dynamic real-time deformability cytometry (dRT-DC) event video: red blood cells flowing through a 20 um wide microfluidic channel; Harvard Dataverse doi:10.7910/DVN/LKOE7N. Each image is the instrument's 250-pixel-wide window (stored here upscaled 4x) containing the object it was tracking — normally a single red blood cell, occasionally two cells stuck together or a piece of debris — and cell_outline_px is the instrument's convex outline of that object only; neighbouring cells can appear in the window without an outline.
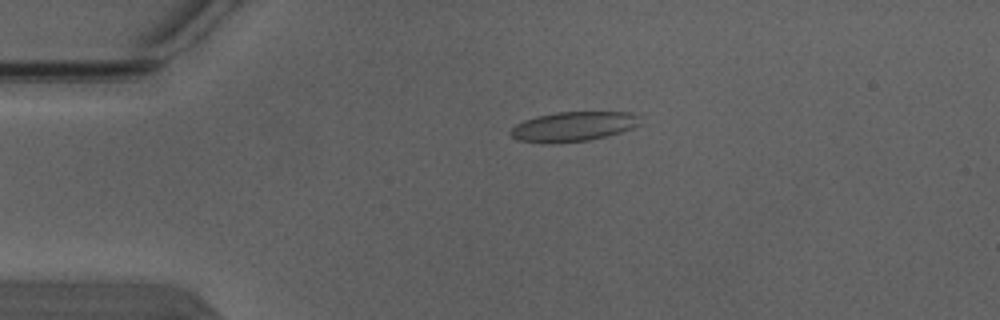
{"species": "Egyptian fruit bat (a non-hibernating species)", "species_latin": "Rousettus aegyptiacus", "temperature_condition": "warm", "stored_images_in_passage": 3, "camera_frame_rate_fps": 3000, "um_per_image_px": 0.085, "animal": {"sex": "male"}, "frame": {"image": 1, "passage_image": 3, "time_ms": 0.667, "image_size_px": [1000, 320], "cell_outline_px": [[640, 124], [632, 128], [608, 136], [588, 140], [516, 140], [508, 132], [516, 124], [524, 120], [536, 116], [556, 112], [632, 112], [640, 116]], "centroid_in_image_um": [48.81, 10.69], "position_along_channel_um": 36.2, "area_um2": 21.56}}